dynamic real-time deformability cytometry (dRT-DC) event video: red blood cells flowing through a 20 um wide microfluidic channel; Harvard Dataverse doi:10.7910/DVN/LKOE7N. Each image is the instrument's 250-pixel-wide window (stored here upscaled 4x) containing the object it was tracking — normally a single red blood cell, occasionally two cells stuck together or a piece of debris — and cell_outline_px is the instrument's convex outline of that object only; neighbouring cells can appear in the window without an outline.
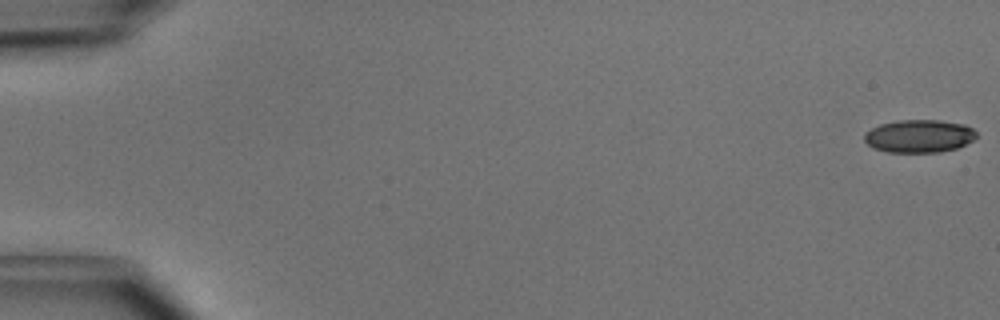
{"species": "common noctule bat (a hibernating species)", "species_latin": "Nyctalus noctula", "temperature_condition": "cold", "stored_images_in_passage": 50, "camera_frame_rate_fps": 3000, "um_per_image_px": 0.085, "animal": {"sex": "male", "body_mass_g": 15.6}, "frame": {"image": 1, "passage_image": 1, "time_ms": 0.0, "image_size_px": [1000, 320], "cell_outline_px": [[976, 136], [972, 140], [956, 148], [940, 152], [888, 152], [872, 148], [864, 140], [864, 132], [880, 124], [900, 120], [940, 120], [964, 124], [972, 128], [976, 132]], "centroid_in_image_um": [78.1, 11.56], "position_along_channel_um": 6.9, "area_um2": 21.44}}
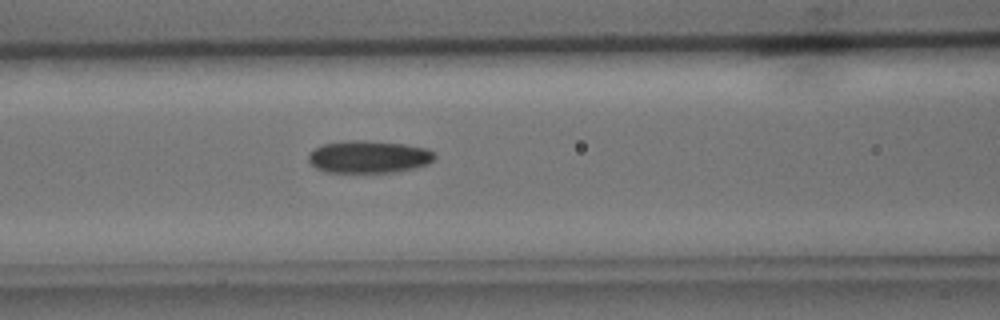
{"frame": {"image": 2, "passage_image": 22, "time_ms": 7.0, "image_size_px": [1000, 320], "cell_outline_px": [[436, 156], [428, 164], [416, 168], [396, 172], [324, 172], [316, 168], [308, 160], [308, 152], [324, 144], [348, 140], [360, 140], [404, 144], [428, 148], [436, 152]], "centroid_in_image_um": [31.37, 13.33], "position_along_channel_um": 135.2, "area_um2": 23.99}}
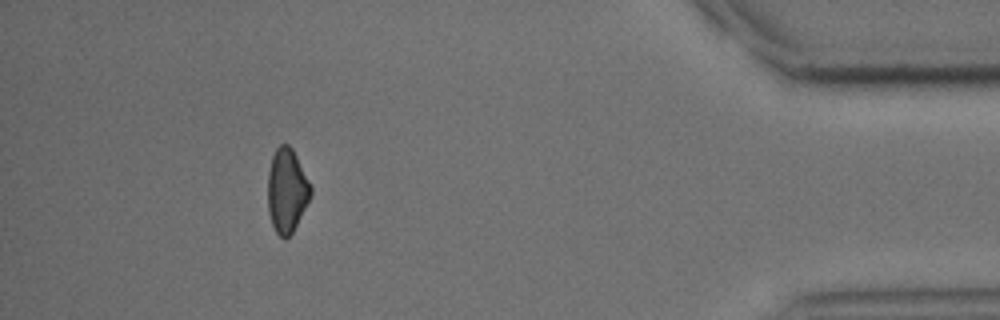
{"frame": {"image": 3, "passage_image": 46, "time_ms": 15.0, "image_size_px": [1000, 320], "cell_outline_px": [[312, 192], [292, 232], [284, 240], [276, 232], [272, 224], [268, 212], [268, 172], [272, 156], [276, 148], [280, 144], [288, 144], [292, 148], [312, 188]], "centroid_in_image_um": [24.35, 16.18], "position_along_channel_um": 410.8, "area_um2": 20.63}, "authors_computed_cell_mechanics": {"area_um2": 22.4842, "velocity_mm_per_s": 4.0732, "shape_relaxation_time_tau1_ms": 3.152, "shape_relaxation_time_tau2_ms": null, "deformation_change_tau1": 0.1007, "deformation_change_tau2": null}}